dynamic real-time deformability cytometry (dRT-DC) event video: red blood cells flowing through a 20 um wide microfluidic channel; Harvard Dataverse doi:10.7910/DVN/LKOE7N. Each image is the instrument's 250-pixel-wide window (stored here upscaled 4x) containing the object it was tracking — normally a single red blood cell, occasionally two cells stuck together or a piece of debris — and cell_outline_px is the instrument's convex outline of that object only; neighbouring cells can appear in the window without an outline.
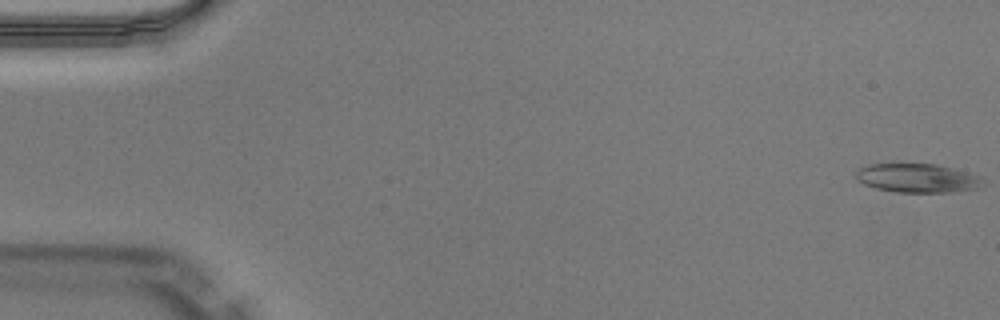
{"species": "Egyptian fruit bat (a non-hibernating species)", "species_latin": "Rousettus aegyptiacus", "temperature_condition": "warm", "stored_images_in_passage": 50, "camera_frame_rate_fps": 3000, "um_per_image_px": 0.085, "animal": {"sex": "male"}, "frame": {"image": 1, "passage_image": 1, "time_ms": 0.0, "image_size_px": [1000, 320], "cell_outline_px": [[984, 180], [980, 188], [948, 192], [896, 192], [876, 188], [864, 184], [856, 176], [856, 172], [860, 168], [868, 164], [936, 164], [980, 176]], "centroid_in_image_um": [77.99, 15.14], "position_along_channel_um": 7.0, "area_um2": 21.1}}
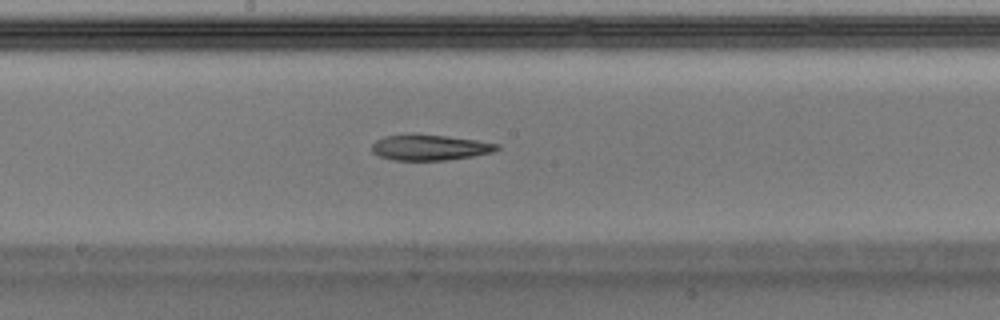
{"frame": {"image": 2, "passage_image": 27, "time_ms": 8.667, "image_size_px": [1000, 320], "cell_outline_px": [[500, 148], [492, 152], [472, 156], [444, 160], [392, 160], [380, 156], [372, 152], [372, 144], [376, 140], [384, 136], [444, 136], [476, 140], [500, 144]], "centroid_in_image_um": [36.55, 12.56], "position_along_channel_um": 211.6, "area_um2": 18.03}}
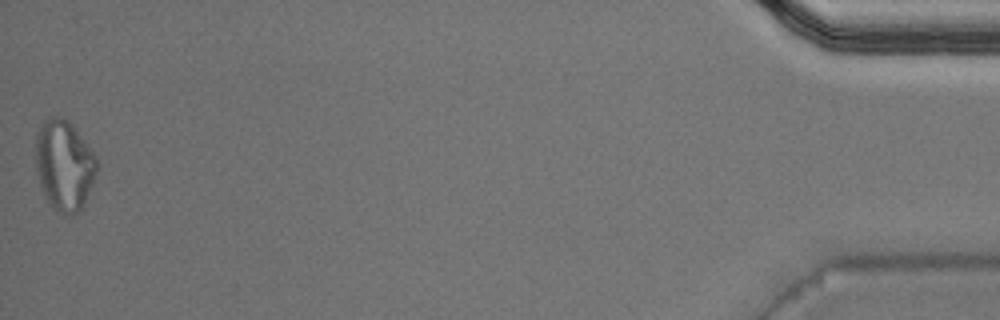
{"frame": {"image": 3, "passage_image": 50, "time_ms": 16.333, "image_size_px": [1000, 320], "cell_outline_px": [[96, 172], [92, 184], [80, 208], [68, 220], [56, 212], [52, 208], [40, 184], [36, 168], [36, 132], [44, 120], [48, 116], [60, 116], [68, 120], [76, 128], [96, 156]], "centroid_in_image_um": [5.44, 14.03], "position_along_channel_um": 429.8, "area_um2": 32.31}}